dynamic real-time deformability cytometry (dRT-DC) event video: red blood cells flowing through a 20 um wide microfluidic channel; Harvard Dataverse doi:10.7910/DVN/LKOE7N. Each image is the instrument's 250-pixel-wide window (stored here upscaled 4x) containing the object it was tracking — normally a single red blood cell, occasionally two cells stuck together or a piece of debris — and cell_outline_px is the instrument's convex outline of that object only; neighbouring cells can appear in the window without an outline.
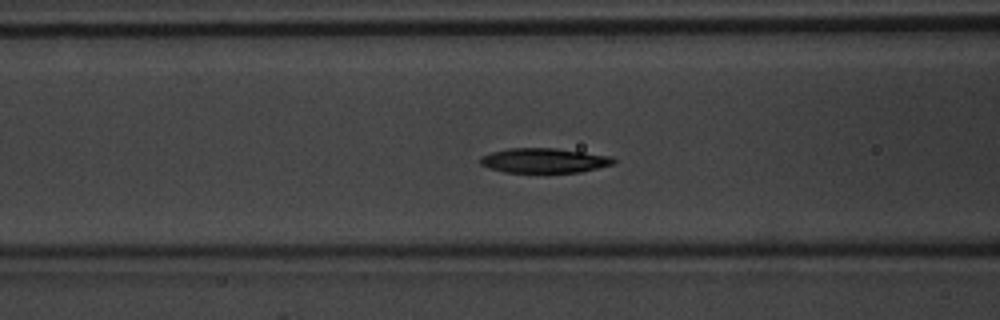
{"species": "common noctule bat (a hibernating species)", "species_latin": "Nyctalus noctula", "temperature_condition": "warm", "stored_images_in_passage": 12, "camera_frame_rate_fps": 3000, "um_per_image_px": 0.085, "animal": {"sex": "male", "body_mass_g": 20.1, "forearm_length_mm": 53.5}, "frame": {"image": 1, "passage_image": 4, "time_ms": 1.0, "image_size_px": [1000, 320], "cell_outline_px": [[608, 160], [604, 164], [564, 172], [528, 172], [512, 152], [568, 152]], "centroid_in_image_um": [47.27, 13.73], "position_along_channel_um": 119.3, "area_um2": 10.12}}
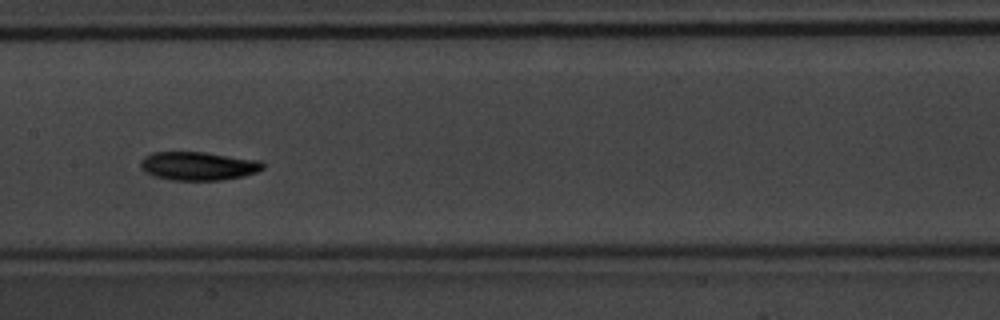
{"frame": {"image": 2, "passage_image": 9, "time_ms": 2.667, "image_size_px": [1000, 320], "cell_outline_px": [[256, 168], [244, 172], [228, 176], [172, 176], [160, 172], [160, 156], [212, 156], [256, 164]], "centroid_in_image_um": [17.21, 14.13], "position_along_channel_um": 190.2, "area_um2": 11.68}}